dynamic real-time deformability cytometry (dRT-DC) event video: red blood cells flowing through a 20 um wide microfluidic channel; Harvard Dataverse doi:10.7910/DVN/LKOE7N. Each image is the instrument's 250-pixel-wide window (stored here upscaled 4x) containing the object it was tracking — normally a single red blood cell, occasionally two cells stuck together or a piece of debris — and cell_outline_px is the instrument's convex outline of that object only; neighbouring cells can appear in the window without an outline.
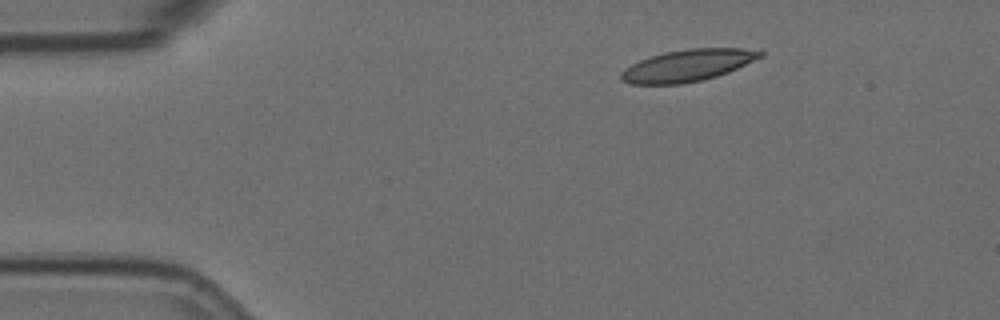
{"species": "Egyptian fruit bat (a non-hibernating species)", "species_latin": "Rousettus aegyptiacus", "temperature_condition": "room temperature", "stored_images_in_passage": 3, "camera_frame_rate_fps": 3000, "um_per_image_px": 0.085, "animal": {"sex": "female"}, "frame": {"image": 1, "passage_image": 3, "time_ms": 0.667, "image_size_px": [1000, 320], "cell_outline_px": [[764, 56], [728, 72], [716, 76], [700, 80], [680, 84], [632, 84], [620, 80], [620, 72], [624, 68], [640, 60], [664, 52], [688, 48], [740, 48], [764, 52]], "centroid_in_image_um": [58.42, 5.56], "position_along_channel_um": 26.6, "area_um2": 25.66}}